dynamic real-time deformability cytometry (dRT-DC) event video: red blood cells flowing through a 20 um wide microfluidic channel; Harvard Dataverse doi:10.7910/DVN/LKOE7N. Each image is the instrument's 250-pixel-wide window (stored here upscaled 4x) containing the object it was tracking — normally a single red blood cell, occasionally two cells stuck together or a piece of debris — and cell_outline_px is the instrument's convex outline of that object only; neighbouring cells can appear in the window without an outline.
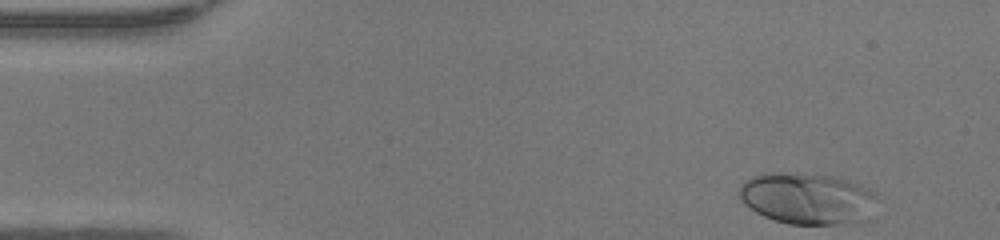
{"species": "human", "species_latin": "Homo sapiens", "temperature_condition": "warm", "stored_images_in_passage": 40, "camera_frame_rate_fps": 3000, "um_per_image_px": 0.085, "donor": {"sex": "female"}, "frame": {"image": 1, "passage_image": 1, "time_ms": 0.0, "image_size_px": [1000, 240], "cell_outline_px": [[876, 196], [872, 220], [840, 224], [788, 224], [764, 216], [756, 212], [744, 204], [736, 192], [744, 180], [752, 176], [768, 172], [804, 172], [828, 176], [844, 180], [868, 188], [876, 192]], "centroid_in_image_um": [68.62, 16.87], "position_along_channel_um": 16.4, "area_um2": 41.96}}
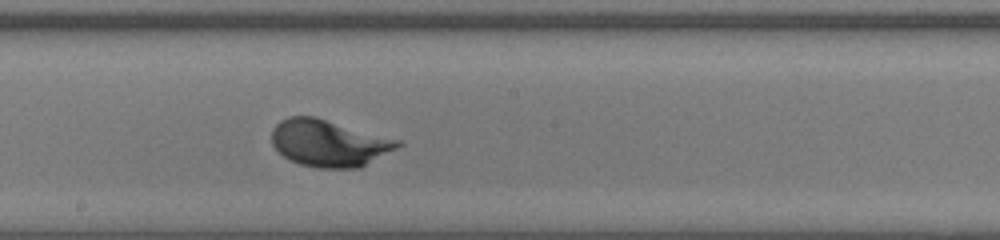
{"frame": {"image": 2, "passage_image": 23, "time_ms": 7.333, "image_size_px": [1000, 240], "cell_outline_px": [[404, 144], [360, 168], [316, 168], [300, 164], [288, 160], [272, 144], [272, 128], [280, 120], [288, 116], [316, 116], [400, 140]], "centroid_in_image_um": [27.95, 12.16], "position_along_channel_um": 220.2, "area_um2": 34.56}}
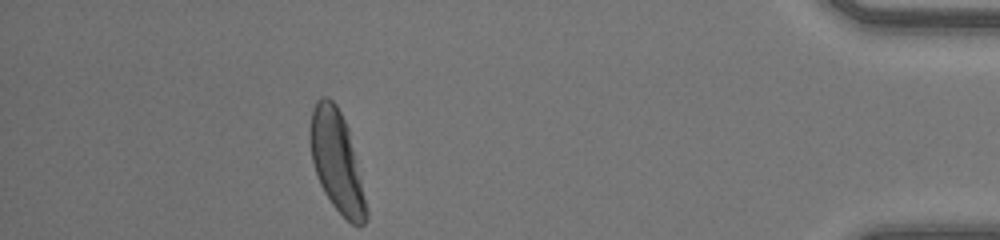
{"frame": {"image": 3, "passage_image": 40, "time_ms": 13.0, "image_size_px": [1000, 240], "cell_outline_px": [[368, 220], [364, 224], [352, 224], [332, 204], [324, 192], [320, 184], [312, 160], [308, 140], [308, 132], [312, 108], [316, 100], [320, 96], [328, 96], [336, 104], [348, 128], [368, 212]], "centroid_in_image_um": [28.58, 13.66], "position_along_channel_um": 406.6, "area_um2": 32.66}, "authors_computed_cell_mechanics": {"area_um2": 33.9864, "velocity_mm_per_s": 4.2488, "shape_relaxation_time_tau1_ms": 1.7338, "shape_relaxation_time_tau2_ms": null, "deformation_change_tau1": 0.1638, "deformation_change_tau2": null}}